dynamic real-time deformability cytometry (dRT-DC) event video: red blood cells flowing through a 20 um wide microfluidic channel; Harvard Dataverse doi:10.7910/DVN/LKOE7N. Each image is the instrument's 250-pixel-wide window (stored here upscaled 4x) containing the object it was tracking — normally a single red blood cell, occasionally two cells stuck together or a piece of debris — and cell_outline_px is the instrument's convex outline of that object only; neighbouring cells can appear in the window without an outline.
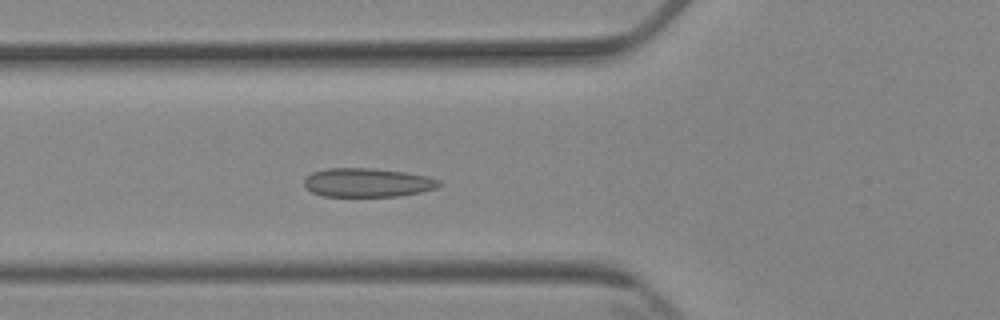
{"species": "Egyptian fruit bat (a non-hibernating species)", "species_latin": "Rousettus aegyptiacus", "temperature_condition": "cold", "stored_images_in_passage": 4, "camera_frame_rate_fps": 3000, "um_per_image_px": 0.085, "animal": {"sex": "female"}, "frame": {"image": 1, "passage_image": 4, "time_ms": 3.333, "image_size_px": [1000, 320], "cell_outline_px": [[444, 184], [436, 188], [420, 192], [400, 196], [324, 196], [312, 192], [304, 184], [304, 180], [312, 172], [328, 168], [372, 168], [404, 172], [428, 176], [440, 180]], "centroid_in_image_um": [31.28, 15.52], "position_along_channel_um": 94.5, "area_um2": 22.66}}